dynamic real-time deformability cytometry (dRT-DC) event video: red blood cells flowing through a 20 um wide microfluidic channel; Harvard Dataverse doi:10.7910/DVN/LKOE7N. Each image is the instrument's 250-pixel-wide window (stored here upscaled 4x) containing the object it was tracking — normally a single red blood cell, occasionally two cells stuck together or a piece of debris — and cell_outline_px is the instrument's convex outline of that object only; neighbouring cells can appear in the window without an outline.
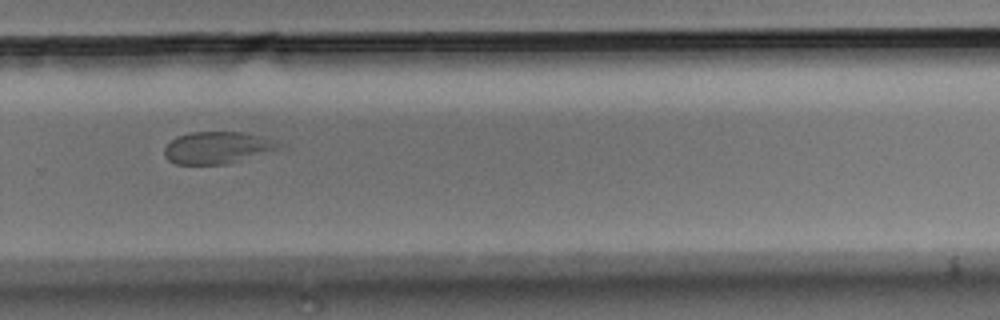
{"species": "Egyptian fruit bat (a non-hibernating species)", "species_latin": "Rousettus aegyptiacus", "temperature_condition": "room temperature", "stored_images_in_passage": 11, "camera_frame_rate_fps": 3000, "um_per_image_px": 0.085, "animal": {"sex": "male"}, "frame": {"image": 1, "passage_image": 7, "time_ms": 2.0, "image_size_px": [1000, 320], "cell_outline_px": [[280, 148], [228, 164], [176, 164], [168, 160], [164, 156], [164, 148], [176, 136], [192, 132], [244, 132], [264, 136], [280, 144]], "centroid_in_image_um": [18.43, 12.55], "position_along_channel_um": 311.4, "area_um2": 21.21}}
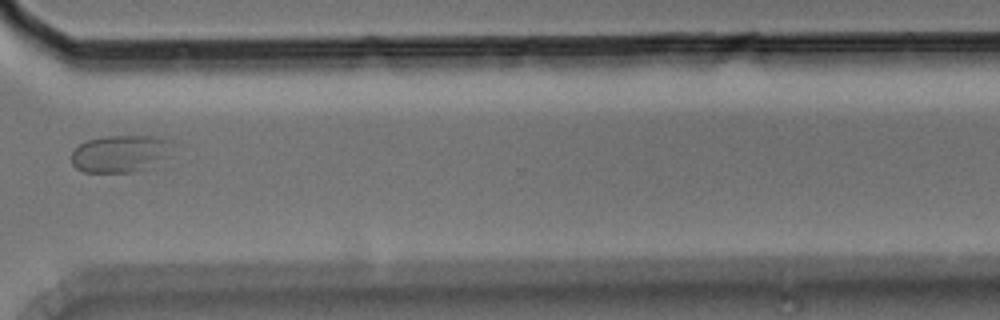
{"frame": {"image": 2, "passage_image": 8, "time_ms": 2.333, "image_size_px": [1000, 320], "cell_outline_px": [[172, 144], [168, 156], [160, 168], [136, 172], [84, 172], [76, 168], [72, 164], [72, 148], [88, 140], [104, 136], [160, 136], [172, 140]], "centroid_in_image_um": [10.32, 13.08], "position_along_channel_um": 360.3, "area_um2": 22.83}}
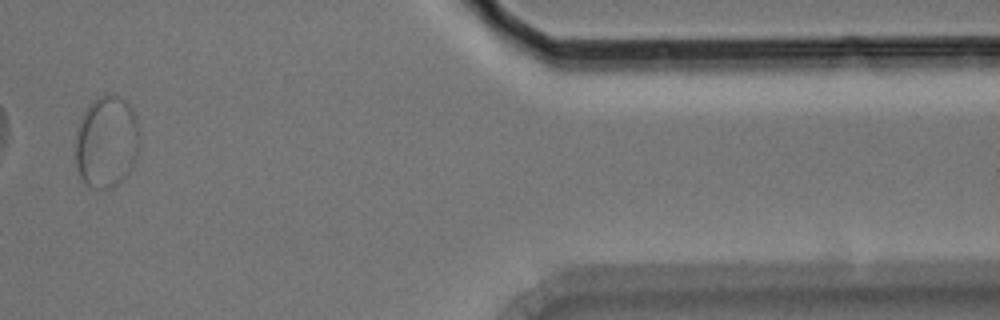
{"frame": {"image": 3, "passage_image": 10, "time_ms": 3.0, "image_size_px": [1000, 320], "cell_outline_px": [[140, 148], [136, 160], [132, 168], [120, 184], [112, 188], [96, 188], [84, 184], [76, 168], [76, 128], [84, 112], [100, 96], [108, 92], [112, 92], [120, 96], [132, 108], [136, 120], [140, 140]], "centroid_in_image_um": [9.08, 12.08], "position_along_channel_um": 402.3, "area_um2": 34.85}}